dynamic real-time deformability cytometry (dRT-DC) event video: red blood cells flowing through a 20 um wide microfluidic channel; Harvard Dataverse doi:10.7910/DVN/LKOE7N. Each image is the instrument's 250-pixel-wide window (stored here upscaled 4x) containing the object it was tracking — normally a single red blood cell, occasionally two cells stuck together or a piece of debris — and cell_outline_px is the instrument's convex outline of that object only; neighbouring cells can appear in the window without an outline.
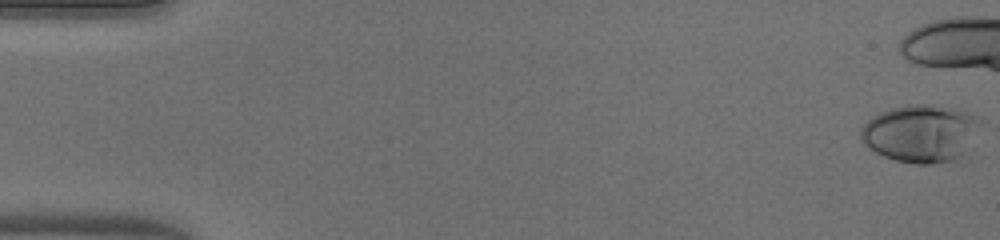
{"species": "human", "species_latin": "Homo sapiens", "temperature_condition": "warm", "stored_images_in_passage": 15, "camera_frame_rate_fps": 3000, "um_per_image_px": 0.085, "donor": {"sex": "male"}, "frame": {"image": 1, "passage_image": 1, "time_ms": 0.0, "image_size_px": [1000, 240], "cell_outline_px": [[980, 124], [960, 156], [956, 160], [932, 164], [916, 164], [896, 160], [884, 156], [868, 148], [860, 140], [860, 128], [872, 116], [880, 112], [892, 108], [912, 104], [924, 104], [952, 108], [976, 116], [980, 120]], "centroid_in_image_um": [78.18, 11.34], "position_along_channel_um": 6.8, "area_um2": 39.54}}